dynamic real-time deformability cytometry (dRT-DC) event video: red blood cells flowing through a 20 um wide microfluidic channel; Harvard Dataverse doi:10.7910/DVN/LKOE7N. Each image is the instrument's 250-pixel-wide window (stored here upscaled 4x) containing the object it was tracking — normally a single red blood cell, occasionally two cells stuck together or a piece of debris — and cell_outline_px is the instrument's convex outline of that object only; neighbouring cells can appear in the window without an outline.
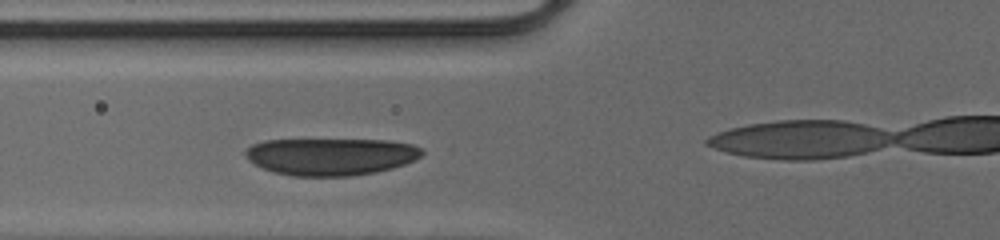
{"species": "human", "species_latin": "Homo sapiens", "temperature_condition": "cold", "stored_images_in_passage": 36, "camera_frame_rate_fps": 3000, "um_per_image_px": 0.085, "donor": {"sex": "male"}, "frame": {"image": 1, "passage_image": 14, "time_ms": 4.333, "image_size_px": [1000, 240], "cell_outline_px": [[424, 152], [420, 156], [404, 164], [392, 168], [376, 172], [352, 176], [292, 176], [276, 172], [264, 168], [248, 160], [244, 152], [252, 144], [264, 140], [388, 140], [412, 144], [424, 148]], "centroid_in_image_um": [28.14, 13.3], "position_along_channel_um": 97.7, "area_um2": 38.21}}
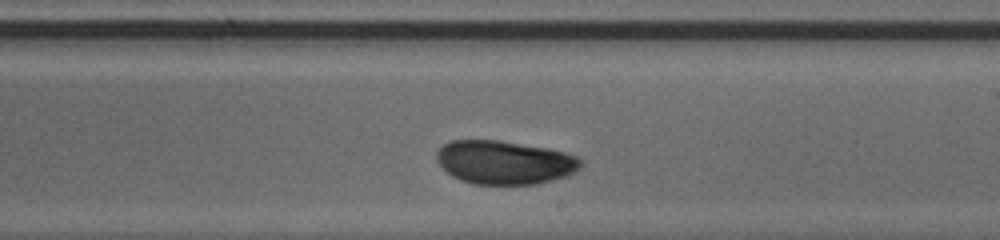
{"frame": {"image": 2, "passage_image": 25, "time_ms": 8.0, "image_size_px": [1000, 240], "cell_outline_px": [[584, 164], [576, 172], [552, 180], [536, 184], [476, 184], [460, 180], [452, 176], [436, 160], [436, 152], [444, 144], [452, 140], [500, 140], [548, 148], [564, 152], [576, 156]], "centroid_in_image_um": [42.89, 13.79], "position_along_channel_um": 246.1, "area_um2": 36.59}}
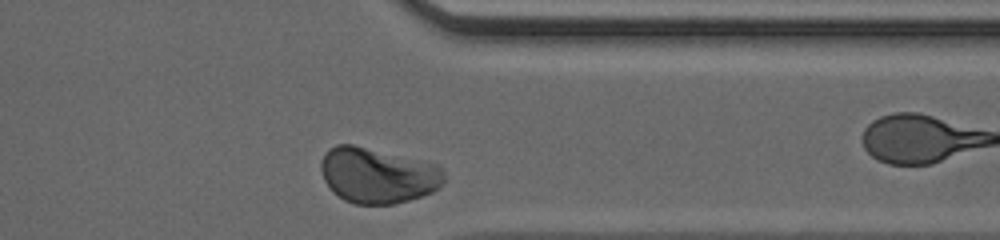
{"frame": {"image": 3, "passage_image": 35, "time_ms": 11.333, "image_size_px": [1000, 240], "cell_outline_px": [[444, 184], [432, 192], [408, 200], [392, 204], [352, 204], [344, 200], [332, 192], [324, 180], [320, 168], [320, 164], [324, 152], [328, 148], [336, 144], [352, 144], [436, 164], [444, 168]], "centroid_in_image_um": [32.07, 14.91], "position_along_channel_um": 379.3, "area_um2": 40.0}}